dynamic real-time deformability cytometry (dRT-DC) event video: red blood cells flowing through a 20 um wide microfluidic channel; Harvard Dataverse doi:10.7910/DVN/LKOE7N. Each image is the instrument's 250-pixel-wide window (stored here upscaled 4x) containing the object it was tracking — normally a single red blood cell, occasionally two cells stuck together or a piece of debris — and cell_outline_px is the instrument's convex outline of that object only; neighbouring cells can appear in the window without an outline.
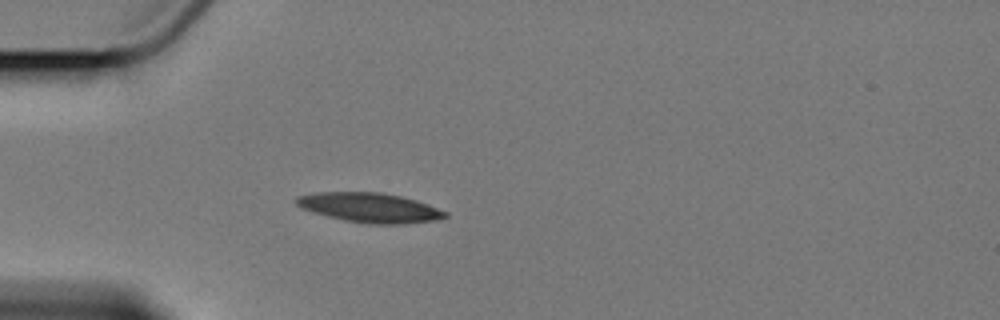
{"species": "Egyptian fruit bat (a non-hibernating species)", "species_latin": "Rousettus aegyptiacus", "temperature_condition": "cold", "stored_images_in_passage": 5, "camera_frame_rate_fps": 3000, "um_per_image_px": 0.085, "animal": {"sex": "female"}, "frame": {"image": 1, "passage_image": 4, "time_ms": 5.333, "image_size_px": [1000, 320], "cell_outline_px": [[448, 216], [432, 220], [404, 224], [368, 224], [344, 220], [312, 212], [300, 208], [296, 204], [296, 196], [320, 192], [380, 192], [400, 196], [416, 200], [428, 204], [448, 212]], "centroid_in_image_um": [31.41, 17.65], "position_along_channel_um": 53.6, "area_um2": 25.61}}